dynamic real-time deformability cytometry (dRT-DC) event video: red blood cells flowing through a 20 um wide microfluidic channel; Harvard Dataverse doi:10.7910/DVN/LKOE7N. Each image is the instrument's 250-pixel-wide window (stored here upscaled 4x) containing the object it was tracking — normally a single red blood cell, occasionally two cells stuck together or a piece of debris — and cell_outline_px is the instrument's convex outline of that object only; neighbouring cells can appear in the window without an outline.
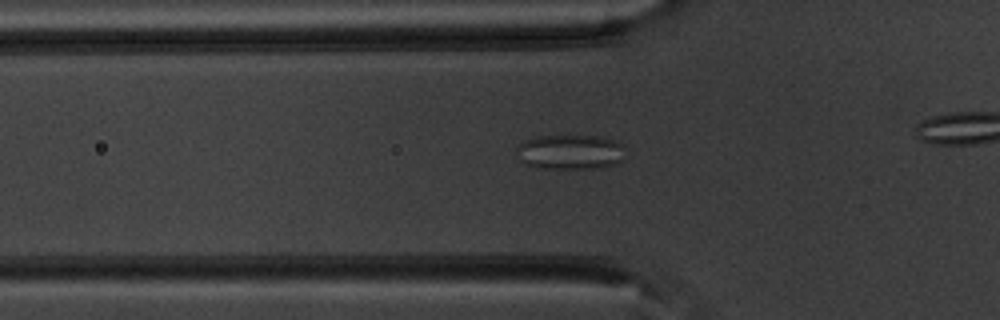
{"species": "common noctule bat (a hibernating species)", "species_latin": "Nyctalus noctula", "temperature_condition": "warm", "stored_images_in_passage": 44, "segment_of_instrument_passage": [1, 2], "camera_frame_rate_fps": 3000, "um_per_image_px": 0.085, "animal": {"sex": "male", "body_mass_g": 20.1, "forearm_length_mm": 53.5}, "frame": {"image": 1, "passage_image": 19, "time_ms": 6.0, "image_size_px": [1000, 320], "cell_outline_px": [[624, 160], [600, 168], [536, 168], [524, 164], [520, 160], [516, 148], [524, 140], [540, 136], [600, 136], [624, 144]], "centroid_in_image_um": [48.47, 12.92], "position_along_channel_um": 77.3, "area_um2": 22.14}}
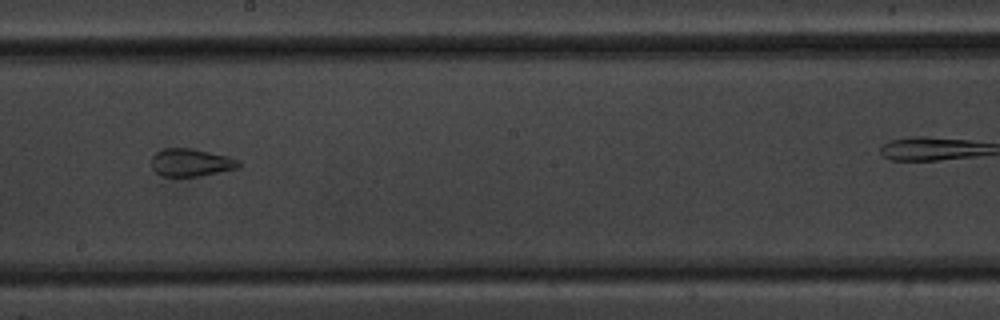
{"frame": {"image": 2, "passage_image": 31, "time_ms": 10.0, "image_size_px": [1000, 320], "cell_outline_px": [[240, 168], [200, 176], [164, 176], [156, 172], [152, 168], [152, 156], [156, 152], [164, 148], [192, 148], [228, 156], [240, 160]], "centroid_in_image_um": [16.26, 13.81], "position_along_channel_um": 231.9, "area_um2": 14.16}}
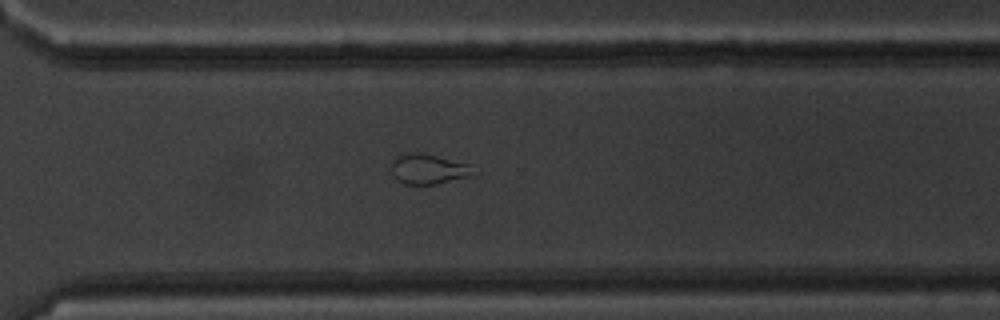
{"frame": {"image": 3, "passage_image": 39, "time_ms": 12.667, "image_size_px": [1000, 320], "cell_outline_px": [[480, 172], [476, 176], [436, 184], [404, 184], [396, 180], [392, 172], [392, 160], [396, 156], [412, 152], [424, 152], [468, 164]], "centroid_in_image_um": [36.49, 14.37], "position_along_channel_um": 334.1, "area_um2": 14.85}}